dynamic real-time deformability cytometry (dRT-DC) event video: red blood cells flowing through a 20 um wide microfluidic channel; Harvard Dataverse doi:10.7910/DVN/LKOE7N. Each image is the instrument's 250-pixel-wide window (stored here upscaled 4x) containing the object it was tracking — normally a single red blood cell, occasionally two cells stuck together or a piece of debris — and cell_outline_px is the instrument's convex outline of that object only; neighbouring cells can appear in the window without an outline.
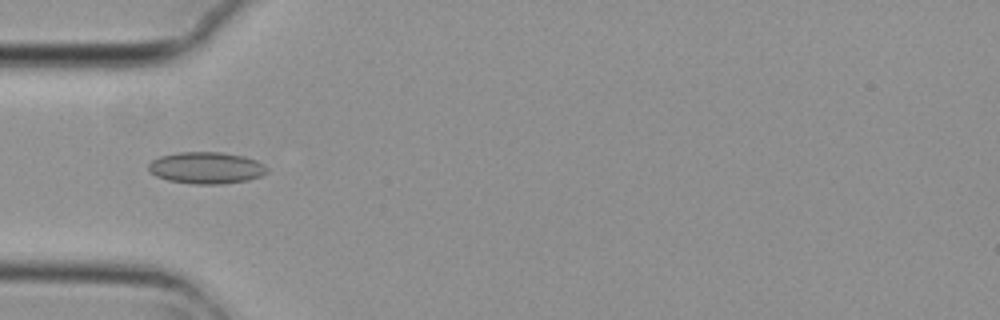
{"species": "common noctule bat (a hibernating species)", "species_latin": "Nyctalus noctula", "temperature_condition": "cold", "stored_images_in_passage": 7, "camera_frame_rate_fps": 3000, "um_per_image_px": 0.085, "animal": {"sex": "female", "body_mass_g": 29.2, "forearm_length_mm": 56.3}, "frame": {"image": 1, "passage_image": 5, "time_ms": 1.333, "image_size_px": [1000, 320], "cell_outline_px": [[268, 172], [260, 176], [248, 180], [220, 184], [196, 184], [168, 180], [156, 176], [148, 168], [148, 164], [152, 160], [160, 156], [180, 152], [224, 152], [244, 156], [256, 160], [264, 164], [268, 168]], "centroid_in_image_um": [17.56, 14.26], "position_along_channel_um": 67.4, "area_um2": 21.91}}
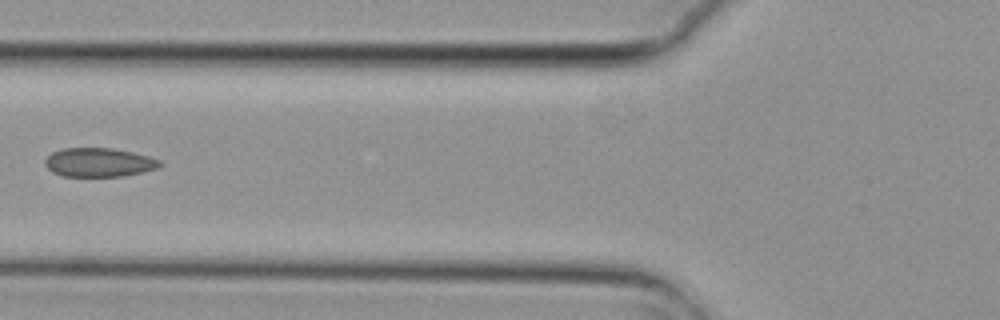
{"frame": {"image": 2, "passage_image": 6, "time_ms": 1.667, "image_size_px": [1000, 320], "cell_outline_px": [[164, 164], [160, 168], [144, 172], [124, 176], [60, 176], [52, 172], [44, 164], [44, 160], [52, 152], [64, 148], [112, 148], [132, 152], [148, 156], [160, 160]], "centroid_in_image_um": [8.44, 13.81], "position_along_channel_um": 117.4, "area_um2": 19.54}}
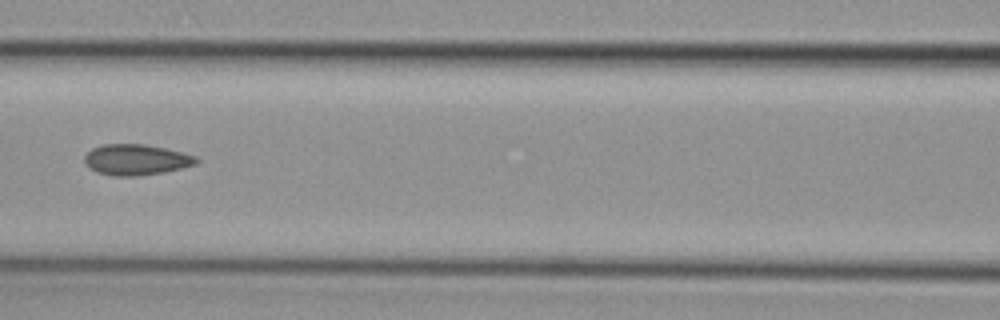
{"frame": {"image": 3, "passage_image": 7, "time_ms": 2.0, "image_size_px": [1000, 320], "cell_outline_px": [[200, 160], [196, 164], [164, 172], [140, 176], [112, 176], [96, 172], [88, 168], [84, 164], [84, 156], [92, 148], [104, 144], [144, 144], [164, 148], [196, 156]], "centroid_in_image_um": [11.53, 13.58], "position_along_channel_um": 155.1, "area_um2": 20.17}}